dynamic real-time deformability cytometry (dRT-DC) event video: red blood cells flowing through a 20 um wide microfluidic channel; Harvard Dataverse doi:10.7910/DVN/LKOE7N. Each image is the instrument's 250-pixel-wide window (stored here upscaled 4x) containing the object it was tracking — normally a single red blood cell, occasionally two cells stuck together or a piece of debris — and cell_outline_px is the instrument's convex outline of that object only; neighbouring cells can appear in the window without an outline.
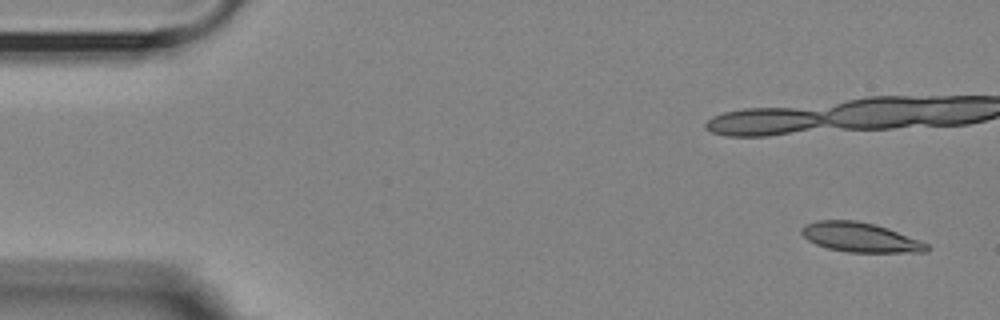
{"species": "Egyptian fruit bat (a non-hibernating species)", "species_latin": "Rousettus aegyptiacus", "temperature_condition": "room temperature", "stored_images_in_passage": 18, "camera_frame_rate_fps": 3000, "um_per_image_px": 0.085, "animal": {"sex": "female"}, "frame": {"image": 1, "passage_image": 1, "time_ms": 0.0, "image_size_px": [1000, 320], "cell_outline_px": [[928, 252], [848, 252], [828, 248], [816, 244], [808, 240], [800, 232], [800, 228], [804, 224], [816, 220], [856, 220], [876, 224], [888, 228], [920, 240], [928, 244]], "centroid_in_image_um": [73.1, 20.16], "position_along_channel_um": 11.9, "area_um2": 21.62}}